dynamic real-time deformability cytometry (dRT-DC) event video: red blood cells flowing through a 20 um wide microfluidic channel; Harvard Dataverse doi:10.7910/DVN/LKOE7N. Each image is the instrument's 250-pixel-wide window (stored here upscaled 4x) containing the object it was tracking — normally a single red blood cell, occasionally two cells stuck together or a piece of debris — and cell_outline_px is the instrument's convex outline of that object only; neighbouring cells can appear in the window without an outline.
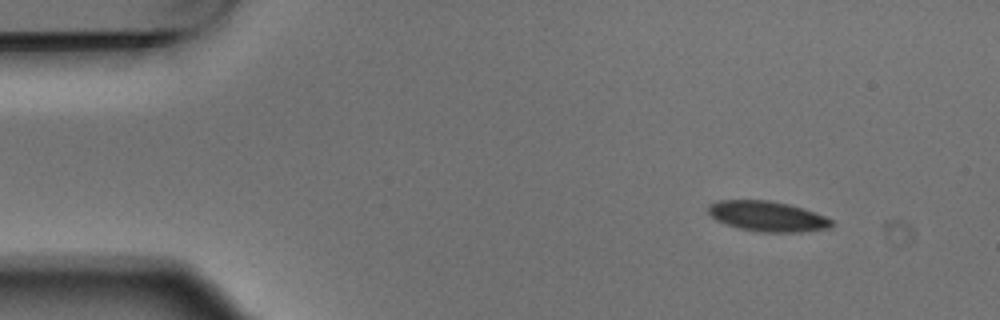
{"species": "Egyptian fruit bat (a non-hibernating species)", "species_latin": "Rousettus aegyptiacus", "temperature_condition": "warm", "stored_images_in_passage": 3, "camera_frame_rate_fps": 3000, "um_per_image_px": 0.085, "animal": {"sex": "male"}, "frame": {"image": 1, "passage_image": 1, "time_ms": 0.0, "image_size_px": [1000, 320], "cell_outline_px": [[832, 224], [828, 228], [800, 232], [764, 232], [740, 228], [716, 220], [708, 212], [708, 204], [716, 200], [768, 200], [788, 204], [804, 208], [824, 216], [832, 220]], "centroid_in_image_um": [65.21, 18.37], "position_along_channel_um": 19.8, "area_um2": 21.56}}
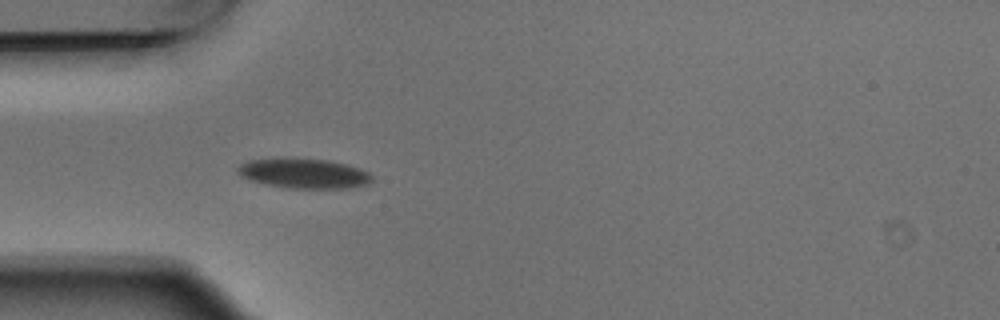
{"frame": {"image": 2, "passage_image": 3, "time_ms": 0.667, "image_size_px": [1000, 320], "cell_outline_px": [[372, 180], [368, 184], [348, 188], [288, 188], [268, 184], [252, 180], [240, 176], [236, 172], [236, 168], [240, 164], [248, 160], [328, 160], [344, 164], [368, 172], [372, 176]], "centroid_in_image_um": [25.83, 14.77], "position_along_channel_um": 59.2, "area_um2": 22.48}}